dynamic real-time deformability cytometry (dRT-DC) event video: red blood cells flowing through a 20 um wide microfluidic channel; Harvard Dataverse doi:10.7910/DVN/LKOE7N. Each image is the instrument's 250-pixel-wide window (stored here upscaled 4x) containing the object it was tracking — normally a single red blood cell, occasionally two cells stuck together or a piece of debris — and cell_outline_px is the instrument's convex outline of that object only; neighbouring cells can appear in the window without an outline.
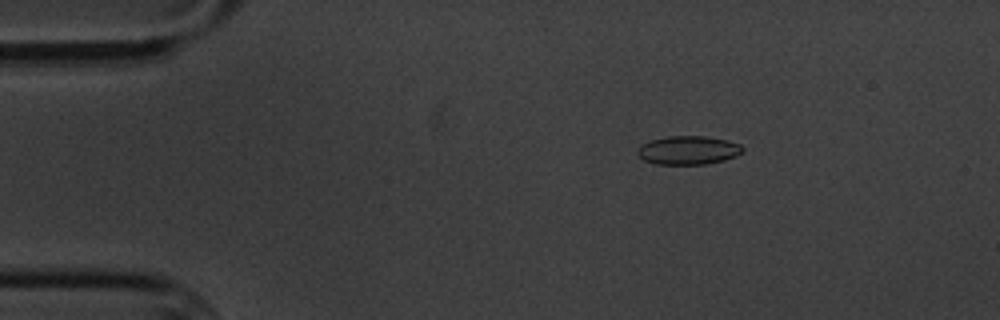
{"species": "common noctule bat (a hibernating species)", "species_latin": "Nyctalus noctula", "temperature_condition": "cold", "stored_images_in_passage": 5, "camera_frame_rate_fps": 3000, "um_per_image_px": 0.085, "animal": {"sex": "male", "body_mass_g": 20.1, "forearm_length_mm": 53.5}, "frame": {"image": 1, "passage_image": 3, "time_ms": 2.333, "image_size_px": [1000, 320], "cell_outline_px": [[744, 152], [736, 156], [724, 160], [704, 164], [656, 164], [644, 160], [636, 156], [636, 152], [640, 144], [652, 140], [668, 136], [704, 136], [728, 140], [740, 144], [744, 148]], "centroid_in_image_um": [58.49, 12.77], "position_along_channel_um": 26.5, "area_um2": 17.69}}